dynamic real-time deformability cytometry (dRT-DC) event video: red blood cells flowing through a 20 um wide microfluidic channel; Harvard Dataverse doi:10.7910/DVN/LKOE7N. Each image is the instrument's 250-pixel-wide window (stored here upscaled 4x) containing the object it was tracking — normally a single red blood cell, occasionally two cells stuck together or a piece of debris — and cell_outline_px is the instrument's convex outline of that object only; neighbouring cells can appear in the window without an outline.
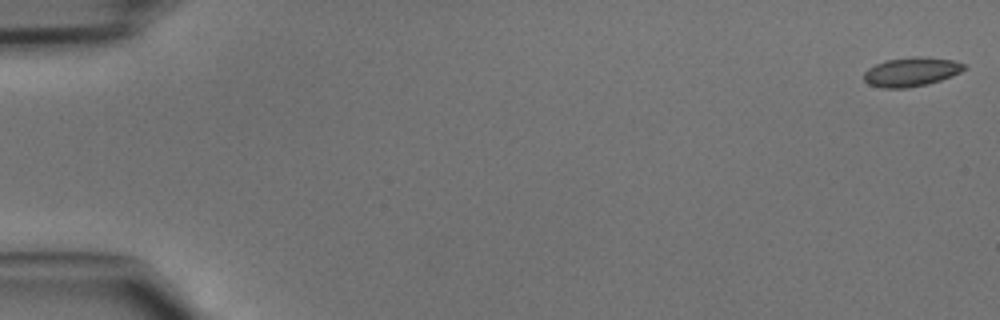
{"species": "common noctule bat (a hibernating species)", "species_latin": "Nyctalus noctula", "temperature_condition": "cold", "stored_images_in_passage": 47, "camera_frame_rate_fps": 3000, "um_per_image_px": 0.085, "animal": {"sex": "male", "body_mass_g": 15.6}, "frame": {"image": 1, "passage_image": 1, "time_ms": 0.0, "image_size_px": [1000, 320], "cell_outline_px": [[968, 68], [952, 76], [940, 80], [924, 84], [904, 88], [884, 88], [868, 84], [864, 80], [864, 72], [868, 68], [876, 64], [888, 60], [912, 56], [924, 56], [956, 60], [964, 64]], "centroid_in_image_um": [77.48, 6.09], "position_along_channel_um": 7.5, "area_um2": 16.99}}
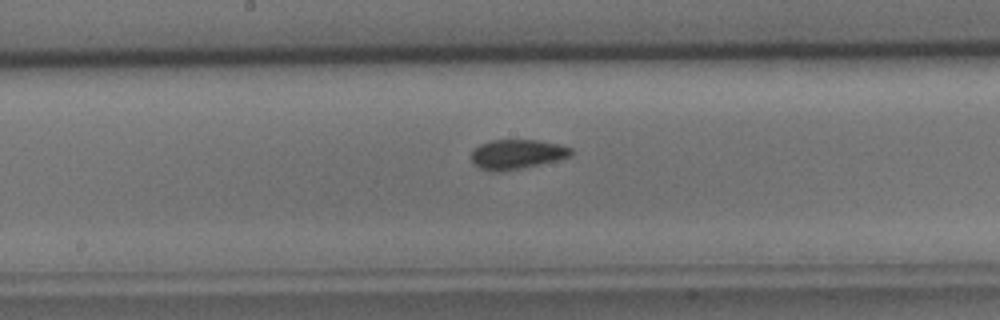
{"frame": {"image": 2, "passage_image": 25, "time_ms": 8.0, "image_size_px": [1000, 320], "cell_outline_px": [[572, 152], [568, 156], [556, 160], [520, 168], [496, 172], [492, 172], [480, 168], [472, 164], [472, 148], [480, 144], [492, 140], [536, 140], [556, 144], [572, 148]], "centroid_in_image_um": [43.86, 13.11], "position_along_channel_um": 204.3, "area_um2": 16.94}}
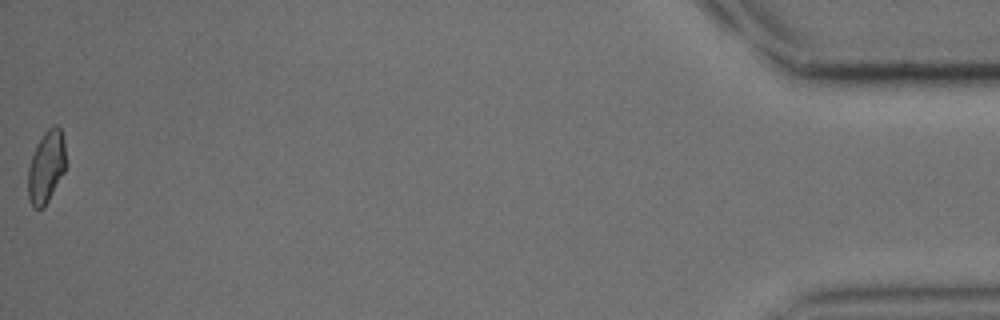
{"frame": {"image": 3, "passage_image": 47, "time_ms": 15.333, "image_size_px": [1000, 320], "cell_outline_px": [[68, 164], [64, 172], [44, 208], [32, 208], [28, 200], [28, 168], [36, 144], [44, 132], [52, 124], [56, 124], [60, 128], [64, 140]], "centroid_in_image_um": [3.95, 14.17], "position_along_channel_um": 431.2, "area_um2": 16.36}}